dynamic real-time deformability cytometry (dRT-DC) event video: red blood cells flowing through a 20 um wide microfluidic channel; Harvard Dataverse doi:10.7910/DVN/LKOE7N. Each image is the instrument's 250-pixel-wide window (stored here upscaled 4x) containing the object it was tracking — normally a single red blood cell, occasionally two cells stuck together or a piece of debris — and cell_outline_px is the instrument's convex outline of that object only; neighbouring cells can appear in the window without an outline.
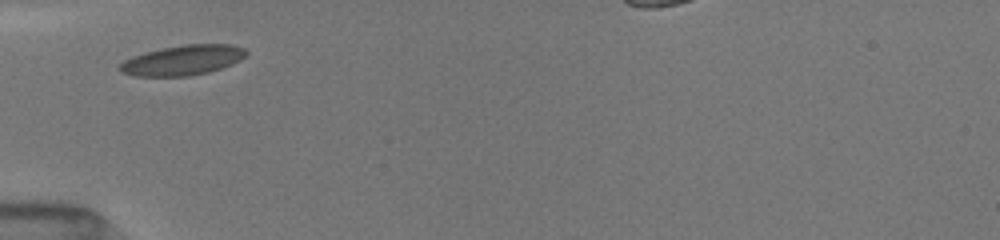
{"species": "common noctule bat (a hibernating species)", "species_latin": "Nyctalus noctula", "temperature_condition": "room temperature", "stored_images_in_passage": 3, "camera_frame_rate_fps": 3000, "um_per_image_px": 0.085, "animal": {"sex": "female", "body_mass_g": 19.5, "forearm_length_mm": 54.1}, "frame": {"image": 1, "passage_image": 1, "time_ms": 0.0, "image_size_px": [1000, 240], "cell_outline_px": [[248, 52], [240, 60], [232, 64], [208, 72], [188, 76], [136, 76], [124, 72], [120, 68], [120, 64], [124, 60], [132, 56], [164, 48], [184, 44], [232, 44], [244, 48]], "centroid_in_image_um": [15.58, 5.11], "position_along_channel_um": 69.4, "area_um2": 21.79}}